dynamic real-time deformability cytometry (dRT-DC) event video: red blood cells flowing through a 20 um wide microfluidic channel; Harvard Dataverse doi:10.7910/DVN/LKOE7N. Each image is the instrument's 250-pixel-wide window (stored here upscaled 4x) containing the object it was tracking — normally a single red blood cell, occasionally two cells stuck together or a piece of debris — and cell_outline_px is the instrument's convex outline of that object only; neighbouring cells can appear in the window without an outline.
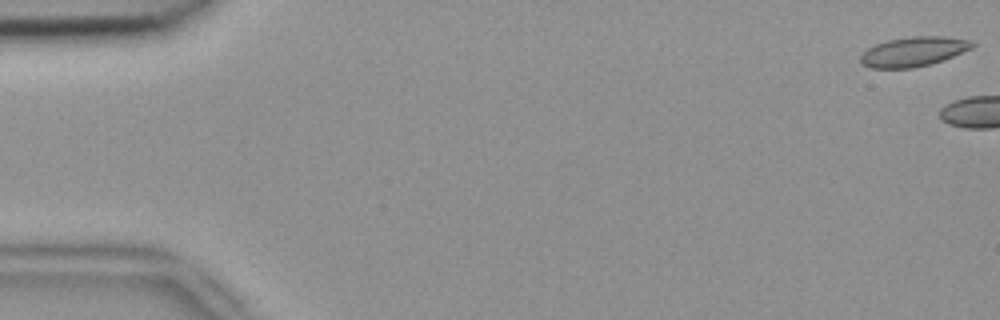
{"species": "common noctule bat (a hibernating species)", "species_latin": "Nyctalus noctula", "temperature_condition": "room temperature", "stored_images_in_passage": 5, "camera_frame_rate_fps": 3000, "um_per_image_px": 0.085, "animal": {"sex": "female", "body_mass_g": 18.4}, "frame": {"image": 1, "passage_image": 1, "time_ms": 0.0, "image_size_px": [1000, 320], "cell_outline_px": [[976, 44], [972, 48], [944, 60], [932, 64], [912, 68], [872, 68], [864, 64], [860, 60], [860, 56], [868, 48], [876, 44], [888, 40], [912, 36], [944, 36], [972, 40]], "centroid_in_image_um": [77.7, 4.38], "position_along_channel_um": 7.3, "area_um2": 19.31}}